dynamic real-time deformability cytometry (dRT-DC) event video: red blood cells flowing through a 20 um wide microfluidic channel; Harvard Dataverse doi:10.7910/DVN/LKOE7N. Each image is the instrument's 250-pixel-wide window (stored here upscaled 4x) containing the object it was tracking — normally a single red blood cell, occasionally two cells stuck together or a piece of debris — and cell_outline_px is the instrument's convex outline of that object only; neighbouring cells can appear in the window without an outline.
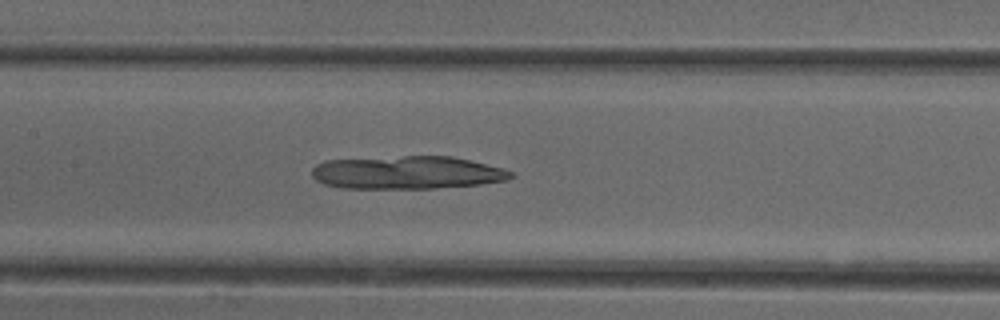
{"species": "common noctule bat (a hibernating species)", "species_latin": "Nyctalus noctula", "temperature_condition": "cold", "stored_images_in_passage": 51, "camera_frame_rate_fps": 3000, "um_per_image_px": 0.085, "animal": {"sex": "female"}, "frame": {"image": 1, "passage_image": 24, "time_ms": 7.667, "image_size_px": [1000, 320], "cell_outline_px": [[516, 176], [508, 180], [480, 184], [436, 188], [344, 188], [324, 184], [316, 180], [312, 176], [312, 168], [316, 164], [324, 160], [404, 156], [452, 156], [504, 168], [512, 172]], "centroid_in_image_um": [34.62, 14.66], "position_along_channel_um": 172.8, "area_um2": 38.44}}
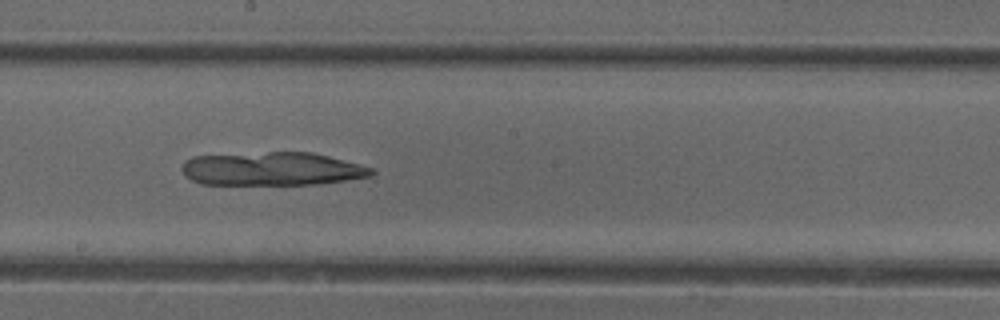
{"frame": {"image": 2, "passage_image": 28, "time_ms": 9.0, "image_size_px": [1000, 320], "cell_outline_px": [[376, 172], [372, 176], [316, 184], [200, 184], [184, 176], [180, 168], [184, 160], [192, 156], [268, 152], [312, 152], [328, 156], [372, 168]], "centroid_in_image_um": [23.06, 14.35], "position_along_channel_um": 225.1, "area_um2": 36.88}}
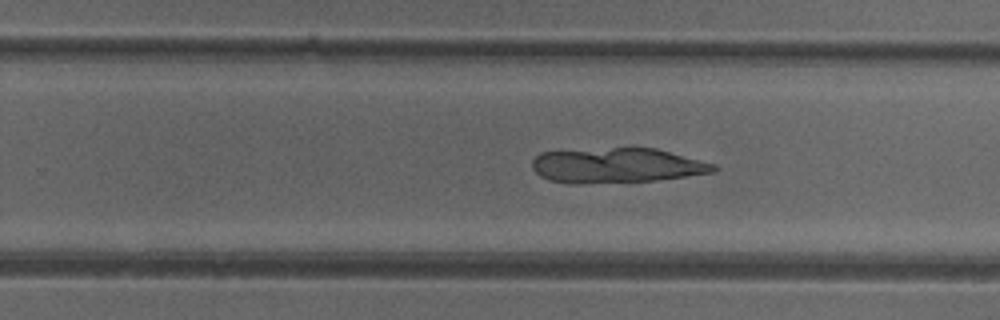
{"frame": {"image": 3, "passage_image": 32, "time_ms": 10.333, "image_size_px": [1000, 320], "cell_outline_px": [[720, 168], [716, 172], [656, 180], [580, 184], [568, 184], [548, 180], [540, 176], [532, 168], [532, 160], [540, 152], [632, 144], [656, 148], [716, 164]], "centroid_in_image_um": [52.42, 14.02], "position_along_channel_um": 277.4, "area_um2": 38.49}}